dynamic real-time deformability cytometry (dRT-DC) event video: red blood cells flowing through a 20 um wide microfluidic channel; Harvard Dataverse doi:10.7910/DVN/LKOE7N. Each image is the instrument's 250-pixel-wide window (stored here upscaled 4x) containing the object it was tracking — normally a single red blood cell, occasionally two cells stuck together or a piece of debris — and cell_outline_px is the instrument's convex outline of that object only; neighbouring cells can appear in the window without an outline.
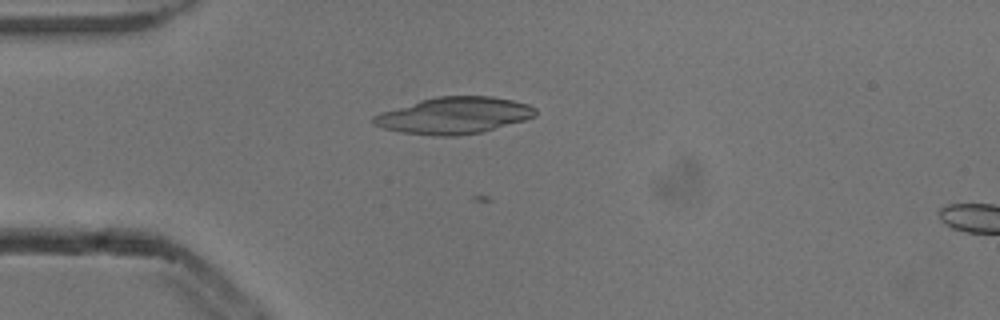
{"species": "common noctule bat (a hibernating species)", "species_latin": "Nyctalus noctula", "temperature_condition": "cold", "stored_images_in_passage": 6, "camera_frame_rate_fps": 3000, "um_per_image_px": 0.085, "animal": {"sex": "male", "body_mass_g": 13.3}, "frame": {"image": 1, "passage_image": 5, "time_ms": 1.333, "image_size_px": [1000, 320], "cell_outline_px": [[536, 116], [524, 120], [484, 132], [456, 136], [436, 136], [400, 132], [384, 128], [372, 124], [372, 116], [380, 112], [420, 100], [436, 96], [492, 96], [512, 100], [528, 104], [536, 108]], "centroid_in_image_um": [38.58, 9.82], "position_along_channel_um": 46.4, "area_um2": 34.74}}